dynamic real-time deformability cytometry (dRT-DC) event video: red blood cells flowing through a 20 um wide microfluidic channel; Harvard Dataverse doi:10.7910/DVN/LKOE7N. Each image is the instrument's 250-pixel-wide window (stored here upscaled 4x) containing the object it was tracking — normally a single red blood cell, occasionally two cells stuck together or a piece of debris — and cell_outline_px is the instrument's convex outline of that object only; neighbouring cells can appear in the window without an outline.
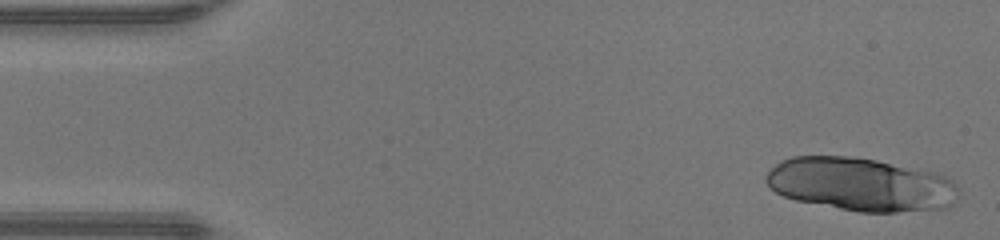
{"species": "human", "species_latin": "Homo sapiens", "temperature_condition": "warm", "stored_images_in_passage": 45, "camera_frame_rate_fps": 3000, "um_per_image_px": 0.085, "donor": {"sex": "male"}, "frame": {"image": 1, "passage_image": 1, "time_ms": 0.0, "image_size_px": [1000, 240], "cell_outline_px": [[960, 196], [948, 208], [896, 212], [860, 212], [796, 200], [784, 196], [768, 188], [764, 180], [764, 176], [780, 160], [792, 156], [852, 156], [876, 160], [936, 172], [952, 180], [960, 188]], "centroid_in_image_um": [73.18, 15.67], "position_along_channel_um": 11.8, "area_um2": 60.4}}
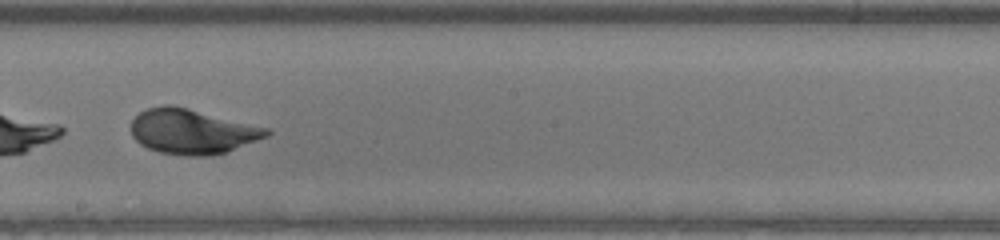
{"frame": {"image": 2, "passage_image": 25, "time_ms": 8.0, "image_size_px": [1000, 240], "cell_outline_px": [[272, 132], [268, 136], [224, 152], [212, 156], [188, 156], [160, 152], [148, 148], [140, 144], [132, 136], [132, 120], [140, 112], [148, 108], [164, 104], [172, 104], [272, 128]], "centroid_in_image_um": [16.36, 11.16], "position_along_channel_um": 231.8, "area_um2": 35.6}}
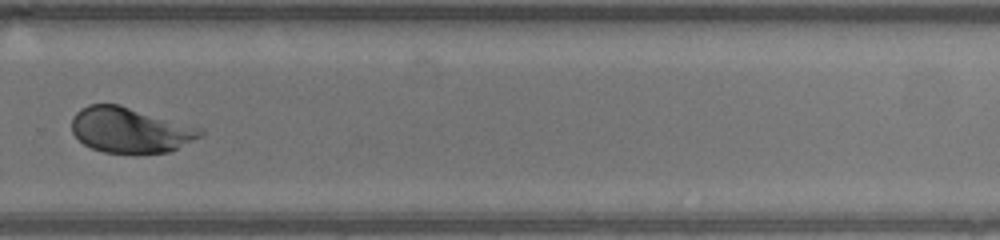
{"frame": {"image": 3, "passage_image": 31, "time_ms": 10.0, "image_size_px": [1000, 240], "cell_outline_px": [[204, 132], [200, 136], [172, 152], [136, 156], [104, 152], [92, 148], [84, 144], [72, 132], [72, 116], [80, 108], [88, 104], [120, 104], [204, 128]], "centroid_in_image_um": [11.09, 11.08], "position_along_channel_um": 318.7, "area_um2": 35.03}, "authors_computed_cell_mechanics": {"area_um2": 37.1654, "velocity_mm_per_s": 4.356, "shape_relaxation_time_tau1_ms": 4.6108, "shape_relaxation_time_tau2_ms": 0.7327, "deformation_change_tau1": 0.1871, "deformation_change_tau2": 0.0503}}